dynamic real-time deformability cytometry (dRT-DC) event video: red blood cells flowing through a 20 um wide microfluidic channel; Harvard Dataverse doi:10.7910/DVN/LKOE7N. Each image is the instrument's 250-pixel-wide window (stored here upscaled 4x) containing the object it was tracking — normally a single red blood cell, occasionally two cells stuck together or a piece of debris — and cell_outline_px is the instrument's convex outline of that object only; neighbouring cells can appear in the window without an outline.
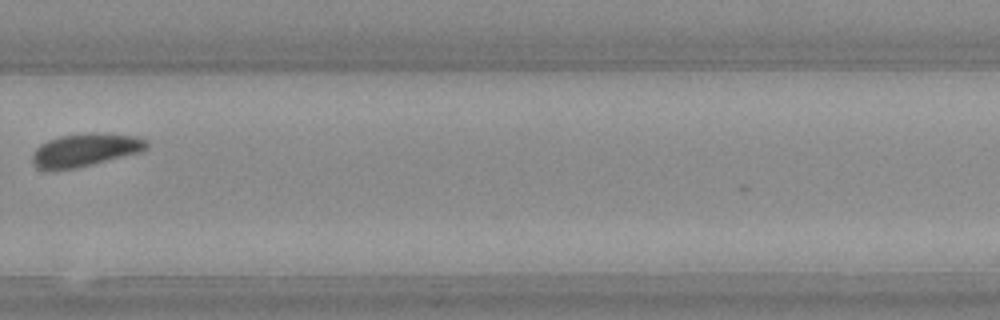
{"species": "Egyptian fruit bat (a non-hibernating species)", "species_latin": "Rousettus aegyptiacus", "temperature_condition": "warm", "stored_images_in_passage": 26, "camera_frame_rate_fps": 3000, "um_per_image_px": 0.085, "animal": {"sex": "female"}, "frame": {"image": 1, "passage_image": 19, "time_ms": 6.0, "image_size_px": [1000, 320], "cell_outline_px": [[148, 148], [140, 152], [76, 168], [36, 168], [32, 160], [32, 152], [40, 144], [48, 140], [60, 136], [88, 132], [108, 132], [136, 136], [148, 140]], "centroid_in_image_um": [7.29, 12.7], "position_along_channel_um": 322.5, "area_um2": 21.96}}